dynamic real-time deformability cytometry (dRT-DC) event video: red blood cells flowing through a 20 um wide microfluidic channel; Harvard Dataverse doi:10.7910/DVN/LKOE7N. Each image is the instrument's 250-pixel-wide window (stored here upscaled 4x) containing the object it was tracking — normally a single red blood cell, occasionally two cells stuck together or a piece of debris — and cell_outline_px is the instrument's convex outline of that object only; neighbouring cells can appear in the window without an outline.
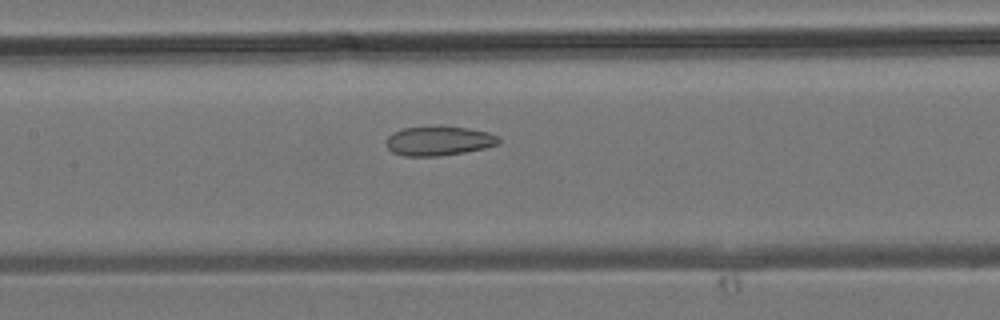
{"species": "common noctule bat (a hibernating species)", "species_latin": "Nyctalus noctula", "temperature_condition": "room temperature", "stored_images_in_passage": 32, "camera_frame_rate_fps": 3000, "um_per_image_px": 0.085, "animal": {"sex": "male", "body_mass_g": 19.2, "forearm_length_mm": 51.8}, "frame": {"image": 1, "passage_image": 12, "time_ms": 3.667, "image_size_px": [1000, 320], "cell_outline_px": [[500, 144], [484, 148], [464, 152], [440, 156], [404, 156], [392, 152], [388, 148], [388, 136], [392, 132], [404, 128], [440, 124], [468, 128], [488, 132], [500, 136]], "centroid_in_image_um": [37.33, 11.94], "position_along_channel_um": 170.1, "area_um2": 19.71}}
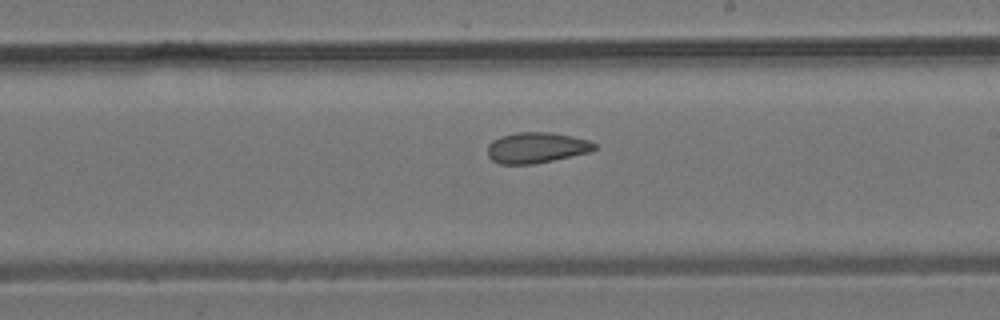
{"frame": {"image": 2, "passage_image": 16, "time_ms": 5.0, "image_size_px": [1000, 320], "cell_outline_px": [[596, 148], [588, 152], [552, 160], [532, 164], [500, 164], [492, 160], [488, 156], [488, 144], [492, 140], [500, 136], [516, 132], [548, 132], [572, 136], [588, 140], [596, 144]], "centroid_in_image_um": [45.55, 12.54], "position_along_channel_um": 243.4, "area_um2": 19.02}}
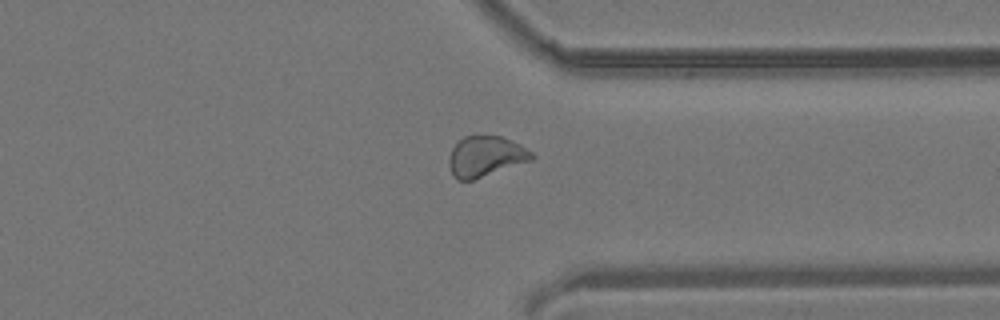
{"frame": {"image": 3, "passage_image": 23, "time_ms": 7.333, "image_size_px": [1000, 320], "cell_outline_px": [[536, 156], [532, 160], [472, 180], [456, 180], [452, 176], [448, 164], [448, 160], [452, 148], [464, 136], [500, 136], [512, 140], [520, 144], [532, 152]], "centroid_in_image_um": [41.27, 13.3], "position_along_channel_um": 370.1, "area_um2": 19.54}}